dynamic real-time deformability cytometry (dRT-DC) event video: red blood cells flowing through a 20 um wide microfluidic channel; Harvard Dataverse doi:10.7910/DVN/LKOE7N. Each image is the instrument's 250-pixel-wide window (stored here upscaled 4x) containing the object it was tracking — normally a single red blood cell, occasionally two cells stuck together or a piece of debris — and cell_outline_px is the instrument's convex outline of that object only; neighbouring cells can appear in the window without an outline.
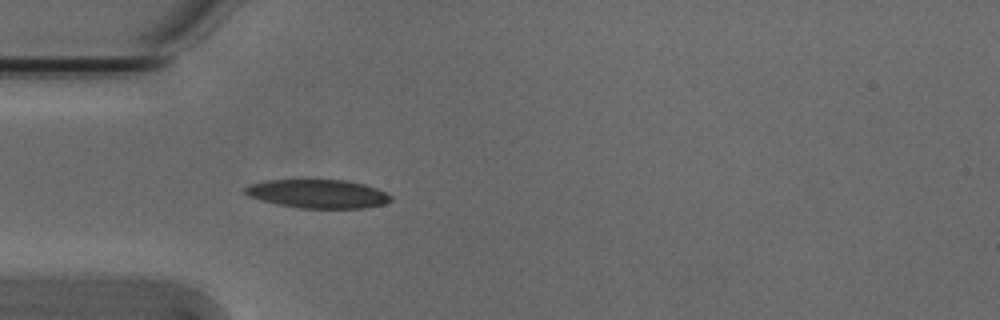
{"species": "Egyptian fruit bat (a non-hibernating species)", "species_latin": "Rousettus aegyptiacus", "temperature_condition": "cold", "stored_images_in_passage": 3, "camera_frame_rate_fps": 3000, "um_per_image_px": 0.085, "animal": {"sex": "male"}, "frame": {"image": 1, "passage_image": 3, "time_ms": 0.667, "image_size_px": [1000, 320], "cell_outline_px": [[392, 200], [384, 204], [364, 208], [300, 208], [276, 204], [260, 200], [248, 196], [244, 192], [244, 188], [252, 184], [268, 180], [344, 180], [364, 184], [376, 188], [392, 196]], "centroid_in_image_um": [27.02, 16.48], "position_along_channel_um": 58.0, "area_um2": 24.22}}